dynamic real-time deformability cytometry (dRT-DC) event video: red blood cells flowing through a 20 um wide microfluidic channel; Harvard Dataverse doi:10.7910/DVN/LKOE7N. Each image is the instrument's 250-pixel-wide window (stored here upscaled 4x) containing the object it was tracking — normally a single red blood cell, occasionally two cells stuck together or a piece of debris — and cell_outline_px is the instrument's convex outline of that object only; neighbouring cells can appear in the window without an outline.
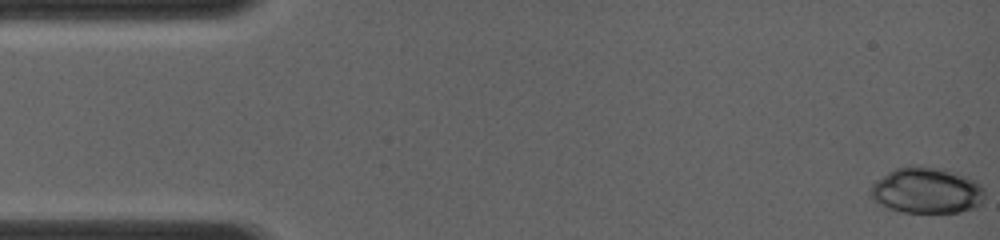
{"species": "common noctule bat (a hibernating species)", "species_latin": "Nyctalus noctula", "temperature_condition": "room temperature", "stored_images_in_passage": 59, "camera_frame_rate_fps": 4000, "um_per_image_px": 0.085, "animal": {"sex": "female", "body_mass_g": 19.0, "forearm_length_mm": 56.7}, "frame": {"image": 1, "passage_image": 1, "time_ms": 0.0, "image_size_px": [1000, 240], "cell_outline_px": [[984, 200], [976, 208], [960, 212], [900, 212], [876, 204], [872, 200], [868, 192], [872, 184], [876, 180], [888, 172], [896, 168], [912, 164], [916, 164], [944, 168], [956, 172], [976, 180], [984, 188]], "centroid_in_image_um": [78.75, 16.17], "position_along_channel_um": 6.3, "area_um2": 31.44}}
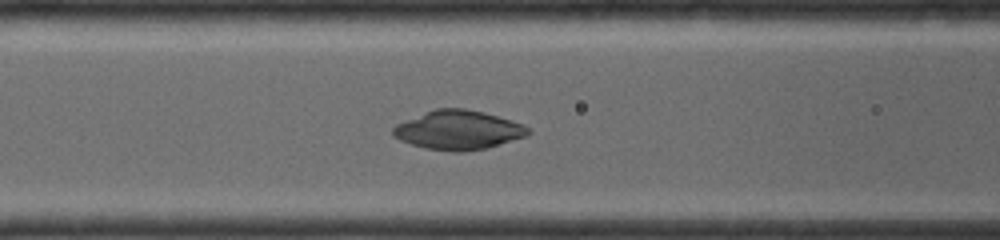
{"frame": {"image": 2, "passage_image": 32, "time_ms": 5.5, "image_size_px": [1000, 240], "cell_outline_px": [[532, 132], [524, 136], [488, 148], [460, 152], [452, 152], [424, 148], [400, 140], [392, 136], [392, 128], [396, 124], [436, 108], [464, 108], [484, 112], [512, 120], [524, 124]], "centroid_in_image_um": [38.95, 11.06], "position_along_channel_um": 127.7, "area_um2": 30.75}}
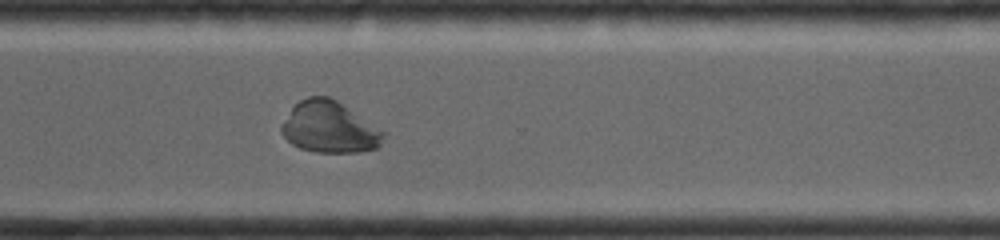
{"frame": {"image": 3, "passage_image": 52, "time_ms": 10.25, "image_size_px": [1000, 240], "cell_outline_px": [[384, 136], [380, 144], [376, 148], [360, 152], [316, 152], [300, 148], [292, 144], [280, 132], [280, 124], [292, 108], [300, 100], [308, 96], [328, 96], [336, 100], [384, 132]], "centroid_in_image_um": [27.95, 10.82], "position_along_channel_um": 342.7, "area_um2": 30.17}}